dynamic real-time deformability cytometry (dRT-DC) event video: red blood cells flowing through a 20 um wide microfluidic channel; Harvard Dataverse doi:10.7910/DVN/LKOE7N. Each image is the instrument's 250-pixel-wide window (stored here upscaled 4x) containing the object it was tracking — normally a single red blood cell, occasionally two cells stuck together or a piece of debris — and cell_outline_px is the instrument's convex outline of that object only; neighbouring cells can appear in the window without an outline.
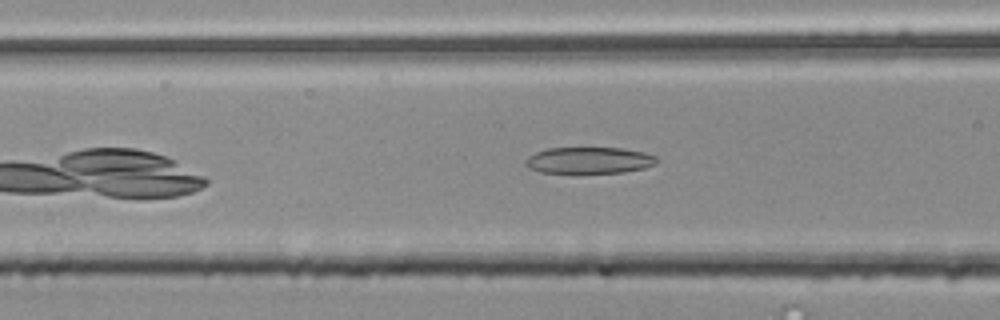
{"species": "common noctule bat (a hibernating species)", "species_latin": "Nyctalus noctula", "temperature_condition": "room temperature", "stored_images_in_passage": 30, "camera_frame_rate_fps": 3000, "um_per_image_px": 0.085, "animal": {"sex": "male", "body_mass_g": 20.4}, "frame": {"image": 1, "passage_image": 5, "time_ms": 1.333, "image_size_px": [1000, 320], "cell_outline_px": [[656, 164], [644, 168], [624, 172], [540, 172], [528, 168], [524, 164], [524, 160], [528, 156], [536, 152], [548, 148], [624, 148], [644, 152], [656, 156]], "centroid_in_image_um": [50.06, 13.61], "position_along_channel_um": 116.5, "area_um2": 20.11}}
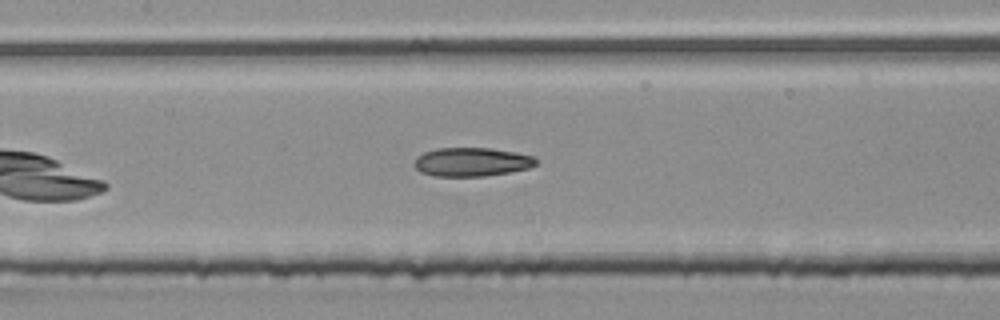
{"frame": {"image": 2, "passage_image": 9, "time_ms": 2.667, "image_size_px": [1000, 320], "cell_outline_px": [[536, 164], [528, 168], [508, 172], [484, 176], [432, 176], [420, 172], [412, 164], [416, 156], [424, 152], [436, 148], [488, 148], [516, 152], [532, 156], [536, 160]], "centroid_in_image_um": [40.02, 13.76], "position_along_channel_um": 167.4, "area_um2": 20.4}}
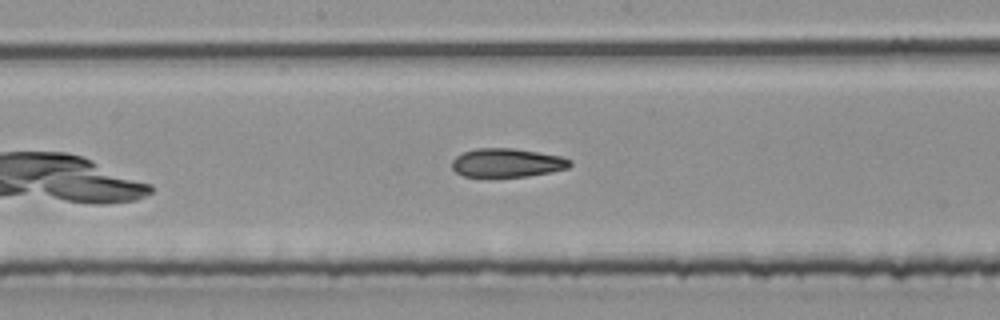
{"frame": {"image": 3, "passage_image": 12, "time_ms": 3.667, "image_size_px": [1000, 320], "cell_outline_px": [[572, 164], [568, 168], [552, 172], [528, 176], [464, 176], [456, 172], [452, 168], [452, 160], [456, 156], [464, 152], [476, 148], [512, 148], [560, 156], [572, 160]], "centroid_in_image_um": [43.11, 13.83], "position_along_channel_um": 205.1, "area_um2": 19.59}}